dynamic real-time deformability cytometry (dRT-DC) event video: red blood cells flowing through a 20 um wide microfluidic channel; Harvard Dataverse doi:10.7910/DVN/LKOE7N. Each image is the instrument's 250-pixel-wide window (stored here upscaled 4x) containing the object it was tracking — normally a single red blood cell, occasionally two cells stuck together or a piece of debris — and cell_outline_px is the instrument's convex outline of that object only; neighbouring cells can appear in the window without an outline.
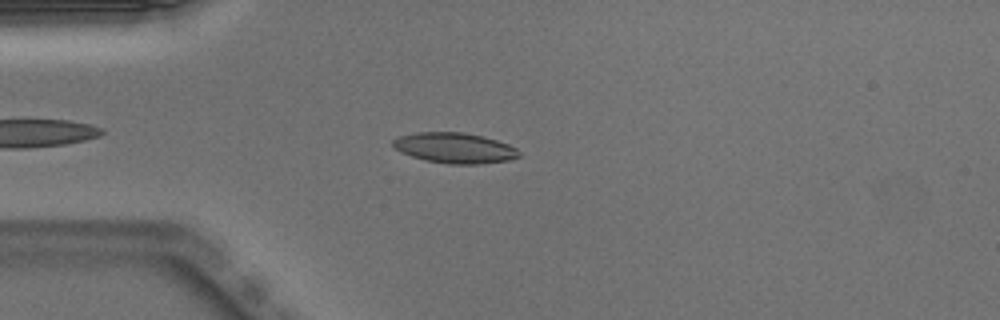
{"species": "Egyptian fruit bat (a non-hibernating species)", "species_latin": "Rousettus aegyptiacus", "temperature_condition": "warm", "stored_images_in_passage": 39, "camera_frame_rate_fps": 3000, "um_per_image_px": 0.085, "animal": {"sex": "male"}, "frame": {"image": 1, "passage_image": 6, "time_ms": 1.667, "image_size_px": [1000, 320], "cell_outline_px": [[520, 156], [508, 160], [480, 164], [448, 164], [424, 160], [400, 152], [392, 148], [392, 140], [400, 136], [416, 132], [464, 132], [484, 136], [508, 144], [516, 148], [520, 152]], "centroid_in_image_um": [38.62, 12.57], "position_along_channel_um": 46.4, "area_um2": 22.54}}
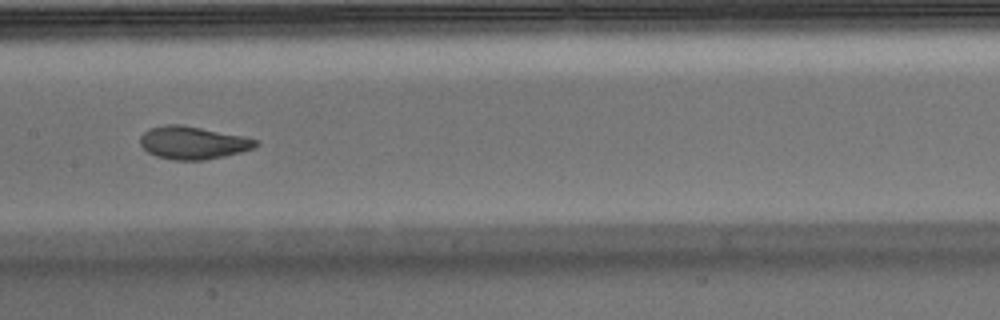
{"frame": {"image": 2, "passage_image": 18, "time_ms": 5.667, "image_size_px": [1000, 320], "cell_outline_px": [[260, 144], [252, 148], [240, 152], [224, 156], [204, 160], [176, 160], [156, 156], [148, 152], [140, 144], [140, 136], [148, 128], [164, 124], [184, 124], [244, 136], [256, 140]], "centroid_in_image_um": [16.37, 12.11], "position_along_channel_um": 191.0, "area_um2": 22.2}}
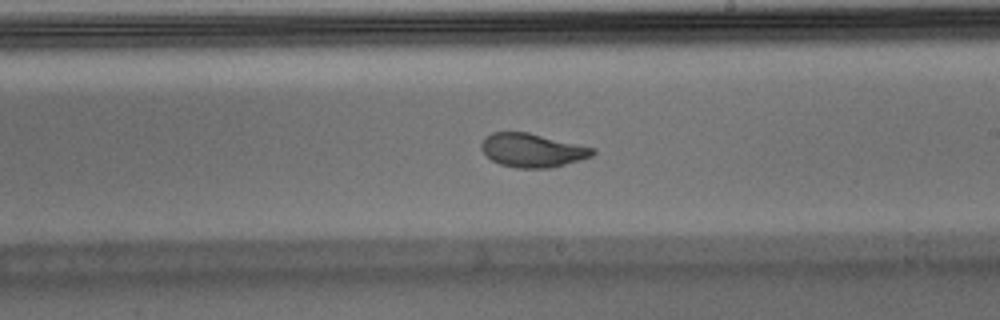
{"frame": {"image": 3, "passage_image": 22, "time_ms": 7.0, "image_size_px": [1000, 320], "cell_outline_px": [[596, 152], [592, 156], [580, 160], [548, 168], [516, 168], [500, 164], [492, 160], [480, 148], [480, 144], [484, 136], [492, 132], [528, 132], [596, 148]], "centroid_in_image_um": [45.24, 12.76], "position_along_channel_um": 243.8, "area_um2": 21.91}, "authors_computed_cell_mechanics": {"area_um2": 21.964, "velocity_mm_per_s": 3.977, "shape_relaxation_time_tau1_ms": 5.7309, "shape_relaxation_time_tau2_ms": 0.7904, "deformation_change_tau1": 0.1838, "deformation_change_tau2": 0.0618}}